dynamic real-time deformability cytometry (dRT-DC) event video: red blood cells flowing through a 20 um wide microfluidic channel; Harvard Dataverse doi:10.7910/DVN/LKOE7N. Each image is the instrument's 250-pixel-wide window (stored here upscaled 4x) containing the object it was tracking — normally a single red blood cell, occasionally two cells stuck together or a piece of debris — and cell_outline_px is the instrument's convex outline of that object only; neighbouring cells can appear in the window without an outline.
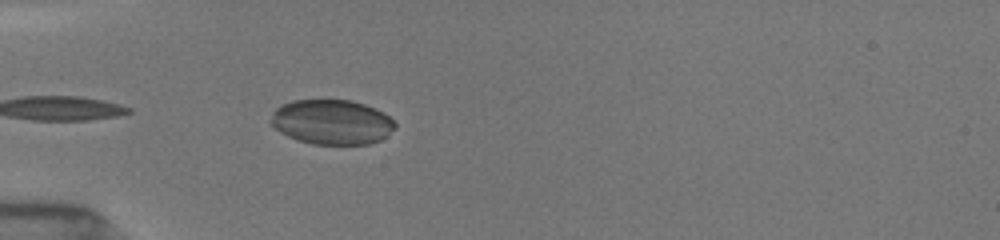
{"species": "common noctule bat (a hibernating species)", "species_latin": "Nyctalus noctula", "temperature_condition": "room temperature", "stored_images_in_passage": 8, "camera_frame_rate_fps": 3000, "um_per_image_px": 0.085, "animal": {"sex": "female", "body_mass_g": 19.5, "forearm_length_mm": 54.1}, "frame": {"image": 1, "passage_image": 6, "time_ms": 3.333, "image_size_px": [1000, 240], "cell_outline_px": [[396, 128], [380, 140], [368, 144], [312, 144], [296, 140], [280, 132], [268, 120], [272, 112], [276, 108], [292, 100], [352, 100], [376, 108], [384, 112], [396, 124]], "centroid_in_image_um": [28.2, 10.37], "position_along_channel_um": 56.8, "area_um2": 32.6}}